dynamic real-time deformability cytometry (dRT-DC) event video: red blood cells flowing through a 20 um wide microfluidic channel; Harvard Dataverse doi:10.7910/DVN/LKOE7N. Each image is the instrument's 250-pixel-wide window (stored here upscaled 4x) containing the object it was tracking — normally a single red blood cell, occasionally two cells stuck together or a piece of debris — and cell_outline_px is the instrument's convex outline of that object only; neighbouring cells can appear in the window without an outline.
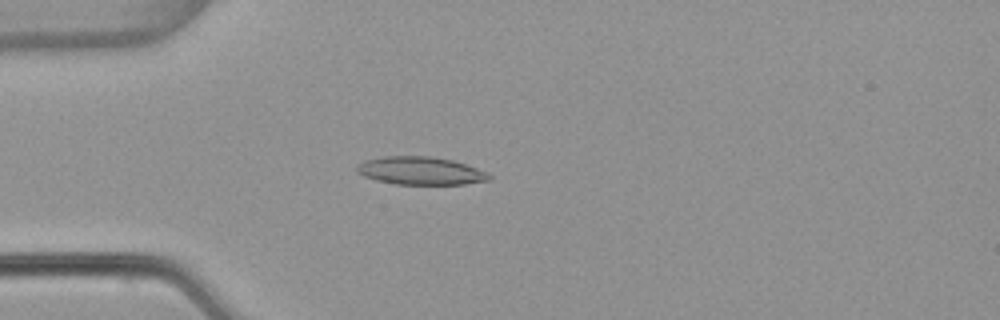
{"species": "common noctule bat (a hibernating species)", "species_latin": "Nyctalus noctula", "temperature_condition": "warm", "stored_images_in_passage": 51, "camera_frame_rate_fps": 3000, "um_per_image_px": 0.085, "animal": {"sex": "female", "body_mass_g": 22.7, "forearm_length_mm": 54.2}, "frame": {"image": 1, "passage_image": 12, "time_ms": 3.667, "image_size_px": [1000, 320], "cell_outline_px": [[492, 180], [464, 184], [396, 184], [376, 180], [364, 176], [356, 172], [356, 164], [364, 160], [384, 156], [432, 156], [452, 160], [488, 172], [492, 176]], "centroid_in_image_um": [35.73, 14.51], "position_along_channel_um": 49.3, "area_um2": 21.68}}
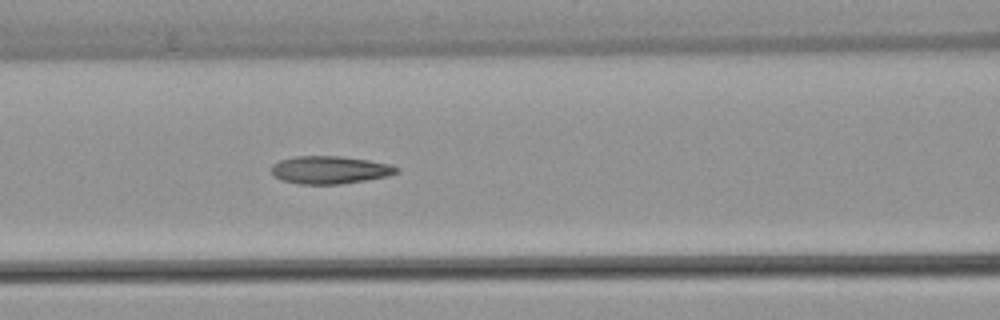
{"frame": {"image": 2, "passage_image": 20, "time_ms": 6.333, "image_size_px": [1000, 320], "cell_outline_px": [[400, 172], [388, 176], [340, 184], [300, 184], [280, 180], [272, 172], [272, 164], [280, 160], [296, 156], [340, 156], [368, 160], [392, 164], [400, 168]], "centroid_in_image_um": [28.07, 14.44], "position_along_channel_um": 138.5, "area_um2": 20.29}}
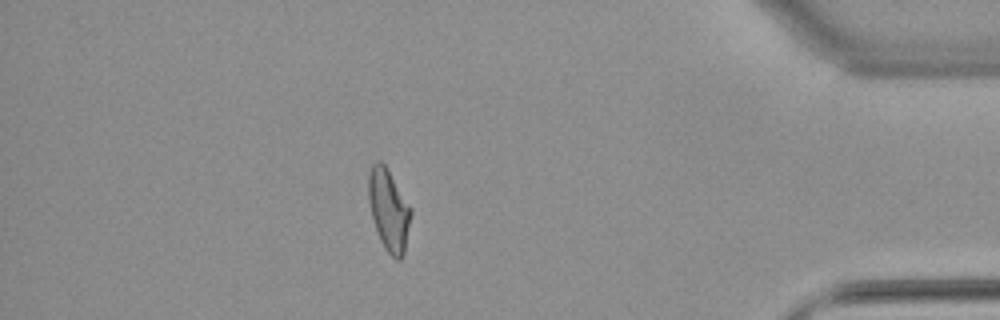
{"frame": {"image": 3, "passage_image": 44, "time_ms": 14.333, "image_size_px": [1000, 320], "cell_outline_px": [[412, 212], [404, 252], [400, 260], [396, 260], [384, 248], [380, 240], [372, 216], [368, 200], [368, 172], [372, 164], [376, 160], [380, 160], [384, 164], [412, 208]], "centroid_in_image_um": [33.04, 17.82], "position_along_channel_um": 402.2, "area_um2": 20.11}, "authors_computed_cell_mechanics": {"area_um2": 20.23, "velocity_mm_per_s": 3.8356, "shape_relaxation_time_tau1_ms": null, "shape_relaxation_time_tau2_ms": 1.8201, "deformation_change_tau1": null, "deformation_change_tau2": 0.103}}